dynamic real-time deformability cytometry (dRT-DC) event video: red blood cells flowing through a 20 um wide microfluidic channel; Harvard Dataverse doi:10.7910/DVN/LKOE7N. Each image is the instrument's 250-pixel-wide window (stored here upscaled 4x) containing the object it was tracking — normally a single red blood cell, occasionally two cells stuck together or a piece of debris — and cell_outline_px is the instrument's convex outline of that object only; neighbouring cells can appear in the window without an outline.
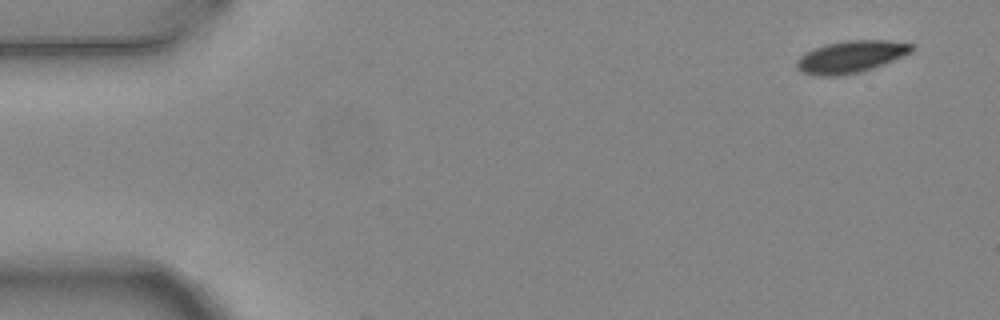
{"species": "common noctule bat (a hibernating species)", "species_latin": "Nyctalus noctula", "temperature_condition": "warm", "stored_images_in_passage": 4, "camera_frame_rate_fps": 3000, "um_per_image_px": 0.085, "animal": {"sex": "female", "body_mass_g": 24.6, "forearm_length_mm": 56.2}, "frame": {"image": 1, "passage_image": 1, "time_ms": 0.0, "image_size_px": [1000, 320], "cell_outline_px": [[912, 52], [884, 64], [860, 72], [840, 76], [816, 76], [800, 72], [796, 68], [796, 60], [800, 56], [824, 44], [848, 40], [888, 40], [912, 44]], "centroid_in_image_um": [72.29, 4.83], "position_along_channel_um": 12.7, "area_um2": 21.5}}